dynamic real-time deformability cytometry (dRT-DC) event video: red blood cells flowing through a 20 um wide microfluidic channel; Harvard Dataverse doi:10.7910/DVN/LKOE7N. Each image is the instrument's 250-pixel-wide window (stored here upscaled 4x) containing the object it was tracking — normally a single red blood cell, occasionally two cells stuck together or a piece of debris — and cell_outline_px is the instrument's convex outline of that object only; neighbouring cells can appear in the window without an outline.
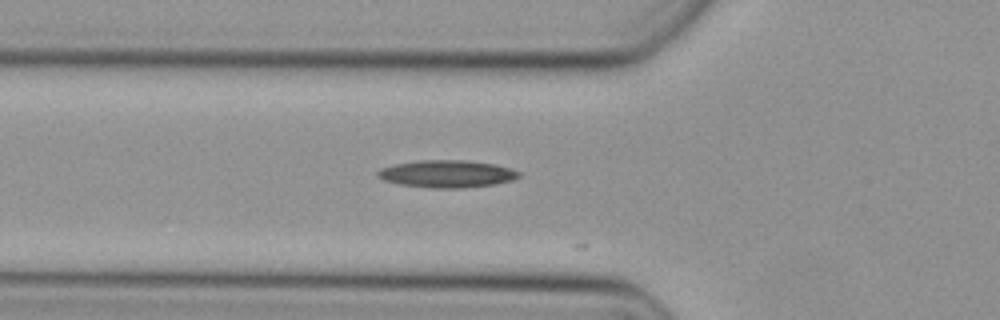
{"species": "Egyptian fruit bat (a non-hibernating species)", "species_latin": "Rousettus aegyptiacus", "temperature_condition": "cold", "stored_images_in_passage": 12, "camera_frame_rate_fps": 3000, "um_per_image_px": 0.085, "animal": {"sex": "female"}, "frame": {"image": 1, "passage_image": 8, "time_ms": 2.333, "image_size_px": [1000, 320], "cell_outline_px": [[520, 176], [512, 180], [496, 184], [464, 188], [428, 188], [400, 184], [384, 180], [376, 176], [376, 172], [380, 168], [396, 164], [420, 160], [468, 160], [496, 164], [520, 172]], "centroid_in_image_um": [37.98, 14.78], "position_along_channel_um": 87.8, "area_um2": 22.6}}
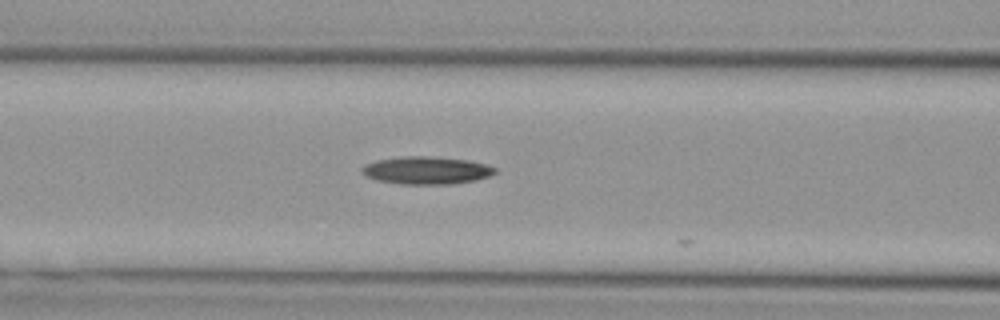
{"frame": {"image": 2, "passage_image": 11, "time_ms": 3.333, "image_size_px": [1000, 320], "cell_outline_px": [[500, 172], [476, 180], [452, 184], [400, 184], [376, 180], [368, 176], [360, 168], [364, 164], [376, 160], [404, 156], [428, 156], [464, 160], [484, 164], [496, 168]], "centroid_in_image_um": [36.25, 14.48], "position_along_channel_um": 130.3, "area_um2": 21.33}}